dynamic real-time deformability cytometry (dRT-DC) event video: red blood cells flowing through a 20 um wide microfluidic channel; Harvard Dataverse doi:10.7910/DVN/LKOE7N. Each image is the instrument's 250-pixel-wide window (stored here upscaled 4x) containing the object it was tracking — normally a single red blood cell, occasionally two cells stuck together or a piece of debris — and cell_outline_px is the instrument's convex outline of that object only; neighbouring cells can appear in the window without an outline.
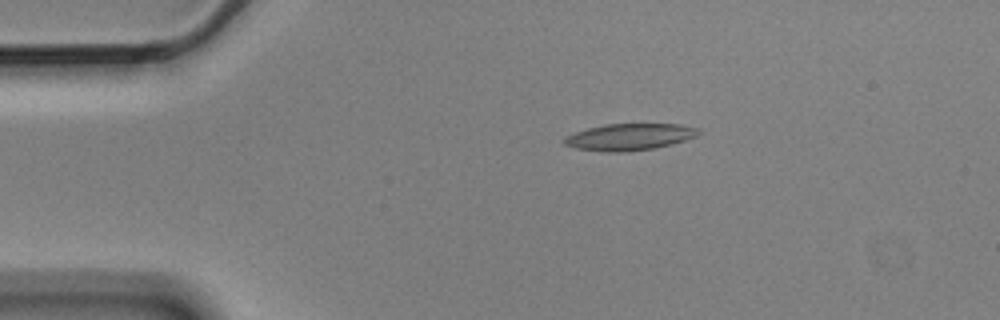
{"species": "Egyptian fruit bat (a non-hibernating species)", "species_latin": "Rousettus aegyptiacus", "temperature_condition": "cold", "stored_images_in_passage": 9, "camera_frame_rate_fps": 3000, "um_per_image_px": 0.085, "animal": {"sex": "male"}, "frame": {"image": 1, "passage_image": 1, "time_ms": 0.0, "image_size_px": [1000, 320], "cell_outline_px": [[700, 132], [696, 136], [672, 144], [656, 148], [624, 152], [600, 152], [576, 148], [564, 144], [564, 140], [568, 136], [576, 132], [588, 128], [604, 124], [680, 124], [696, 128]], "centroid_in_image_um": [53.5, 11.64], "position_along_channel_um": 31.5, "area_um2": 20.75}}
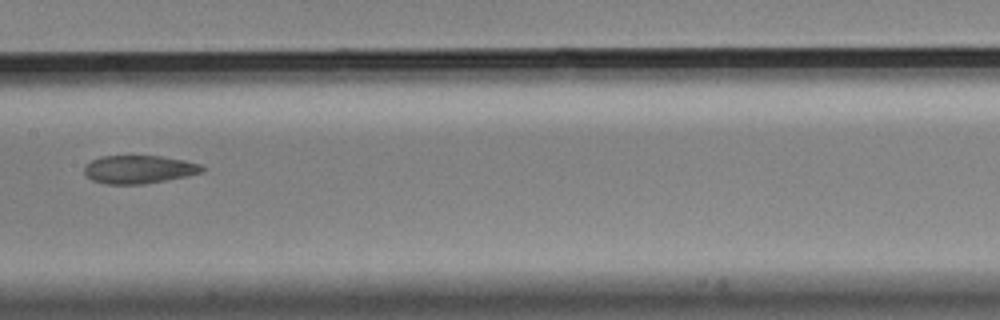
{"frame": {"image": 2, "passage_image": 6, "time_ms": 1.667, "image_size_px": [1000, 320], "cell_outline_px": [[204, 172], [144, 184], [108, 184], [92, 180], [84, 172], [84, 168], [92, 160], [100, 156], [160, 156], [184, 160], [200, 164], [204, 168]], "centroid_in_image_um": [11.81, 14.39], "position_along_channel_um": 195.6, "area_um2": 19.07}}
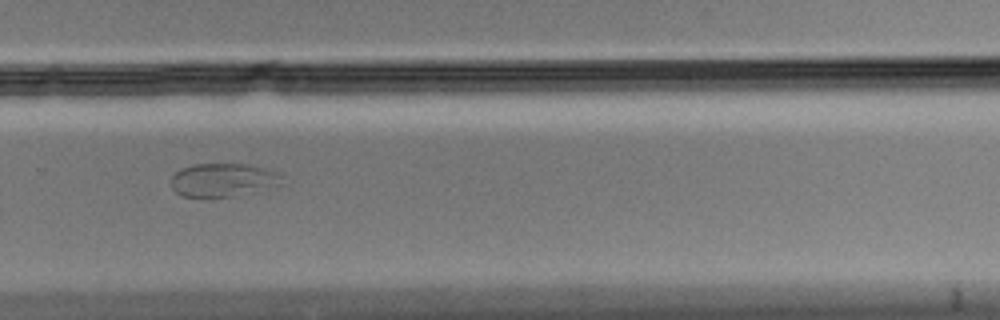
{"frame": {"image": 3, "passage_image": 9, "time_ms": 2.667, "image_size_px": [1000, 320], "cell_outline_px": [[280, 184], [236, 196], [200, 200], [180, 196], [172, 188], [172, 176], [180, 168], [192, 164], [244, 164], [264, 168], [280, 172]], "centroid_in_image_um": [18.86, 15.34], "position_along_channel_um": 310.9, "area_um2": 22.02}}